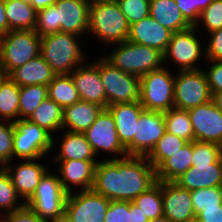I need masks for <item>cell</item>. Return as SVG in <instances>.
I'll return each mask as SVG.
<instances>
[{
	"label": "cell",
	"mask_w": 222,
	"mask_h": 222,
	"mask_svg": "<svg viewBox=\"0 0 222 222\" xmlns=\"http://www.w3.org/2000/svg\"><path fill=\"white\" fill-rule=\"evenodd\" d=\"M166 131L188 142L195 141L188 110L171 108L164 112Z\"/></svg>",
	"instance_id": "34"
},
{
	"label": "cell",
	"mask_w": 222,
	"mask_h": 222,
	"mask_svg": "<svg viewBox=\"0 0 222 222\" xmlns=\"http://www.w3.org/2000/svg\"><path fill=\"white\" fill-rule=\"evenodd\" d=\"M27 120L39 125L54 137V133L62 131L63 108L47 97Z\"/></svg>",
	"instance_id": "30"
},
{
	"label": "cell",
	"mask_w": 222,
	"mask_h": 222,
	"mask_svg": "<svg viewBox=\"0 0 222 222\" xmlns=\"http://www.w3.org/2000/svg\"><path fill=\"white\" fill-rule=\"evenodd\" d=\"M129 25L149 15L150 0H115Z\"/></svg>",
	"instance_id": "39"
},
{
	"label": "cell",
	"mask_w": 222,
	"mask_h": 222,
	"mask_svg": "<svg viewBox=\"0 0 222 222\" xmlns=\"http://www.w3.org/2000/svg\"><path fill=\"white\" fill-rule=\"evenodd\" d=\"M149 222H172L166 216H161L155 219H151Z\"/></svg>",
	"instance_id": "56"
},
{
	"label": "cell",
	"mask_w": 222,
	"mask_h": 222,
	"mask_svg": "<svg viewBox=\"0 0 222 222\" xmlns=\"http://www.w3.org/2000/svg\"><path fill=\"white\" fill-rule=\"evenodd\" d=\"M172 31L163 27L150 15L129 27L127 40L165 53L171 40Z\"/></svg>",
	"instance_id": "20"
},
{
	"label": "cell",
	"mask_w": 222,
	"mask_h": 222,
	"mask_svg": "<svg viewBox=\"0 0 222 222\" xmlns=\"http://www.w3.org/2000/svg\"><path fill=\"white\" fill-rule=\"evenodd\" d=\"M4 122V123H3ZM14 123L0 122V166L13 160Z\"/></svg>",
	"instance_id": "43"
},
{
	"label": "cell",
	"mask_w": 222,
	"mask_h": 222,
	"mask_svg": "<svg viewBox=\"0 0 222 222\" xmlns=\"http://www.w3.org/2000/svg\"><path fill=\"white\" fill-rule=\"evenodd\" d=\"M19 120V86L9 77L0 80V121Z\"/></svg>",
	"instance_id": "31"
},
{
	"label": "cell",
	"mask_w": 222,
	"mask_h": 222,
	"mask_svg": "<svg viewBox=\"0 0 222 222\" xmlns=\"http://www.w3.org/2000/svg\"><path fill=\"white\" fill-rule=\"evenodd\" d=\"M56 74L41 55L27 61L23 66L13 70L8 76L19 86L45 85L53 80Z\"/></svg>",
	"instance_id": "25"
},
{
	"label": "cell",
	"mask_w": 222,
	"mask_h": 222,
	"mask_svg": "<svg viewBox=\"0 0 222 222\" xmlns=\"http://www.w3.org/2000/svg\"><path fill=\"white\" fill-rule=\"evenodd\" d=\"M197 32L198 29L195 26L173 32L168 47L163 54L164 63L169 61L168 59L170 58L172 62L174 61L178 65L179 71L201 69L196 64L201 56L205 55V52L202 50V43L196 37Z\"/></svg>",
	"instance_id": "11"
},
{
	"label": "cell",
	"mask_w": 222,
	"mask_h": 222,
	"mask_svg": "<svg viewBox=\"0 0 222 222\" xmlns=\"http://www.w3.org/2000/svg\"><path fill=\"white\" fill-rule=\"evenodd\" d=\"M212 101L214 105L222 111V91L212 93Z\"/></svg>",
	"instance_id": "54"
},
{
	"label": "cell",
	"mask_w": 222,
	"mask_h": 222,
	"mask_svg": "<svg viewBox=\"0 0 222 222\" xmlns=\"http://www.w3.org/2000/svg\"><path fill=\"white\" fill-rule=\"evenodd\" d=\"M55 148V139L39 125L25 119L14 122L13 159H40Z\"/></svg>",
	"instance_id": "6"
},
{
	"label": "cell",
	"mask_w": 222,
	"mask_h": 222,
	"mask_svg": "<svg viewBox=\"0 0 222 222\" xmlns=\"http://www.w3.org/2000/svg\"><path fill=\"white\" fill-rule=\"evenodd\" d=\"M163 214L172 222L195 217L190 191L176 182H162Z\"/></svg>",
	"instance_id": "21"
},
{
	"label": "cell",
	"mask_w": 222,
	"mask_h": 222,
	"mask_svg": "<svg viewBox=\"0 0 222 222\" xmlns=\"http://www.w3.org/2000/svg\"><path fill=\"white\" fill-rule=\"evenodd\" d=\"M210 35L204 57L207 60L222 61V28L215 30Z\"/></svg>",
	"instance_id": "45"
},
{
	"label": "cell",
	"mask_w": 222,
	"mask_h": 222,
	"mask_svg": "<svg viewBox=\"0 0 222 222\" xmlns=\"http://www.w3.org/2000/svg\"><path fill=\"white\" fill-rule=\"evenodd\" d=\"M103 57L121 71L140 78L165 65L162 52L129 40L118 43V46L113 51L111 50L109 55H103Z\"/></svg>",
	"instance_id": "4"
},
{
	"label": "cell",
	"mask_w": 222,
	"mask_h": 222,
	"mask_svg": "<svg viewBox=\"0 0 222 222\" xmlns=\"http://www.w3.org/2000/svg\"><path fill=\"white\" fill-rule=\"evenodd\" d=\"M181 222H199L197 217H193V218H190V219H187V220H184V221H181Z\"/></svg>",
	"instance_id": "57"
},
{
	"label": "cell",
	"mask_w": 222,
	"mask_h": 222,
	"mask_svg": "<svg viewBox=\"0 0 222 222\" xmlns=\"http://www.w3.org/2000/svg\"><path fill=\"white\" fill-rule=\"evenodd\" d=\"M196 217L199 222H222V205L219 208L204 209Z\"/></svg>",
	"instance_id": "49"
},
{
	"label": "cell",
	"mask_w": 222,
	"mask_h": 222,
	"mask_svg": "<svg viewBox=\"0 0 222 222\" xmlns=\"http://www.w3.org/2000/svg\"><path fill=\"white\" fill-rule=\"evenodd\" d=\"M5 75L0 71V80L4 77Z\"/></svg>",
	"instance_id": "60"
},
{
	"label": "cell",
	"mask_w": 222,
	"mask_h": 222,
	"mask_svg": "<svg viewBox=\"0 0 222 222\" xmlns=\"http://www.w3.org/2000/svg\"><path fill=\"white\" fill-rule=\"evenodd\" d=\"M204 26L208 33L222 28V0H213L206 9L201 12L199 21L195 26Z\"/></svg>",
	"instance_id": "41"
},
{
	"label": "cell",
	"mask_w": 222,
	"mask_h": 222,
	"mask_svg": "<svg viewBox=\"0 0 222 222\" xmlns=\"http://www.w3.org/2000/svg\"><path fill=\"white\" fill-rule=\"evenodd\" d=\"M59 165V180L67 193L73 192V186H81V191L91 190L94 183L95 165L98 160H52Z\"/></svg>",
	"instance_id": "19"
},
{
	"label": "cell",
	"mask_w": 222,
	"mask_h": 222,
	"mask_svg": "<svg viewBox=\"0 0 222 222\" xmlns=\"http://www.w3.org/2000/svg\"><path fill=\"white\" fill-rule=\"evenodd\" d=\"M107 108L114 117L119 141L126 148L133 141L138 119L145 109L140 102L118 103Z\"/></svg>",
	"instance_id": "23"
},
{
	"label": "cell",
	"mask_w": 222,
	"mask_h": 222,
	"mask_svg": "<svg viewBox=\"0 0 222 222\" xmlns=\"http://www.w3.org/2000/svg\"><path fill=\"white\" fill-rule=\"evenodd\" d=\"M151 220L163 216L162 181L143 192L132 201Z\"/></svg>",
	"instance_id": "36"
},
{
	"label": "cell",
	"mask_w": 222,
	"mask_h": 222,
	"mask_svg": "<svg viewBox=\"0 0 222 222\" xmlns=\"http://www.w3.org/2000/svg\"><path fill=\"white\" fill-rule=\"evenodd\" d=\"M84 135L96 156H99L100 151L117 156H112L111 159L128 156L119 141L115 120L108 108L101 110L96 121L84 132Z\"/></svg>",
	"instance_id": "12"
},
{
	"label": "cell",
	"mask_w": 222,
	"mask_h": 222,
	"mask_svg": "<svg viewBox=\"0 0 222 222\" xmlns=\"http://www.w3.org/2000/svg\"><path fill=\"white\" fill-rule=\"evenodd\" d=\"M187 143L188 141L166 131L147 156V159L157 169L167 158L171 157L172 154L183 148Z\"/></svg>",
	"instance_id": "35"
},
{
	"label": "cell",
	"mask_w": 222,
	"mask_h": 222,
	"mask_svg": "<svg viewBox=\"0 0 222 222\" xmlns=\"http://www.w3.org/2000/svg\"><path fill=\"white\" fill-rule=\"evenodd\" d=\"M220 158H221V161H222V144L220 145Z\"/></svg>",
	"instance_id": "58"
},
{
	"label": "cell",
	"mask_w": 222,
	"mask_h": 222,
	"mask_svg": "<svg viewBox=\"0 0 222 222\" xmlns=\"http://www.w3.org/2000/svg\"><path fill=\"white\" fill-rule=\"evenodd\" d=\"M213 0H196V15L200 17L201 12L208 7Z\"/></svg>",
	"instance_id": "53"
},
{
	"label": "cell",
	"mask_w": 222,
	"mask_h": 222,
	"mask_svg": "<svg viewBox=\"0 0 222 222\" xmlns=\"http://www.w3.org/2000/svg\"><path fill=\"white\" fill-rule=\"evenodd\" d=\"M131 222H149L150 220L144 215L140 207L130 201Z\"/></svg>",
	"instance_id": "50"
},
{
	"label": "cell",
	"mask_w": 222,
	"mask_h": 222,
	"mask_svg": "<svg viewBox=\"0 0 222 222\" xmlns=\"http://www.w3.org/2000/svg\"><path fill=\"white\" fill-rule=\"evenodd\" d=\"M47 97L48 86L34 84L19 87V119H28Z\"/></svg>",
	"instance_id": "33"
},
{
	"label": "cell",
	"mask_w": 222,
	"mask_h": 222,
	"mask_svg": "<svg viewBox=\"0 0 222 222\" xmlns=\"http://www.w3.org/2000/svg\"><path fill=\"white\" fill-rule=\"evenodd\" d=\"M220 157V145L212 142L193 141L192 166L211 164Z\"/></svg>",
	"instance_id": "42"
},
{
	"label": "cell",
	"mask_w": 222,
	"mask_h": 222,
	"mask_svg": "<svg viewBox=\"0 0 222 222\" xmlns=\"http://www.w3.org/2000/svg\"><path fill=\"white\" fill-rule=\"evenodd\" d=\"M149 15L172 32L191 27L177 7L175 0H150Z\"/></svg>",
	"instance_id": "26"
},
{
	"label": "cell",
	"mask_w": 222,
	"mask_h": 222,
	"mask_svg": "<svg viewBox=\"0 0 222 222\" xmlns=\"http://www.w3.org/2000/svg\"><path fill=\"white\" fill-rule=\"evenodd\" d=\"M49 170L40 180L32 197L25 203L44 222H53L65 211L68 193L63 189L58 173Z\"/></svg>",
	"instance_id": "7"
},
{
	"label": "cell",
	"mask_w": 222,
	"mask_h": 222,
	"mask_svg": "<svg viewBox=\"0 0 222 222\" xmlns=\"http://www.w3.org/2000/svg\"><path fill=\"white\" fill-rule=\"evenodd\" d=\"M53 222H75L66 211L61 213Z\"/></svg>",
	"instance_id": "55"
},
{
	"label": "cell",
	"mask_w": 222,
	"mask_h": 222,
	"mask_svg": "<svg viewBox=\"0 0 222 222\" xmlns=\"http://www.w3.org/2000/svg\"><path fill=\"white\" fill-rule=\"evenodd\" d=\"M2 214H4L6 222H44L27 205H24L22 208L14 210L9 214L3 212Z\"/></svg>",
	"instance_id": "47"
},
{
	"label": "cell",
	"mask_w": 222,
	"mask_h": 222,
	"mask_svg": "<svg viewBox=\"0 0 222 222\" xmlns=\"http://www.w3.org/2000/svg\"><path fill=\"white\" fill-rule=\"evenodd\" d=\"M212 100L203 69L178 71L174 78V107L189 110Z\"/></svg>",
	"instance_id": "10"
},
{
	"label": "cell",
	"mask_w": 222,
	"mask_h": 222,
	"mask_svg": "<svg viewBox=\"0 0 222 222\" xmlns=\"http://www.w3.org/2000/svg\"><path fill=\"white\" fill-rule=\"evenodd\" d=\"M192 154L193 142H188L156 169L157 181L174 182L192 166Z\"/></svg>",
	"instance_id": "28"
},
{
	"label": "cell",
	"mask_w": 222,
	"mask_h": 222,
	"mask_svg": "<svg viewBox=\"0 0 222 222\" xmlns=\"http://www.w3.org/2000/svg\"><path fill=\"white\" fill-rule=\"evenodd\" d=\"M165 132L164 112L144 110L138 119L133 141L125 148L127 155L147 157Z\"/></svg>",
	"instance_id": "13"
},
{
	"label": "cell",
	"mask_w": 222,
	"mask_h": 222,
	"mask_svg": "<svg viewBox=\"0 0 222 222\" xmlns=\"http://www.w3.org/2000/svg\"><path fill=\"white\" fill-rule=\"evenodd\" d=\"M102 109L98 104L82 100L64 108L62 130L84 133L96 121Z\"/></svg>",
	"instance_id": "24"
},
{
	"label": "cell",
	"mask_w": 222,
	"mask_h": 222,
	"mask_svg": "<svg viewBox=\"0 0 222 222\" xmlns=\"http://www.w3.org/2000/svg\"><path fill=\"white\" fill-rule=\"evenodd\" d=\"M212 64L205 71L211 93L222 91V61L207 60Z\"/></svg>",
	"instance_id": "46"
},
{
	"label": "cell",
	"mask_w": 222,
	"mask_h": 222,
	"mask_svg": "<svg viewBox=\"0 0 222 222\" xmlns=\"http://www.w3.org/2000/svg\"><path fill=\"white\" fill-rule=\"evenodd\" d=\"M56 1L57 0H29L30 4L36 11L52 6Z\"/></svg>",
	"instance_id": "52"
},
{
	"label": "cell",
	"mask_w": 222,
	"mask_h": 222,
	"mask_svg": "<svg viewBox=\"0 0 222 222\" xmlns=\"http://www.w3.org/2000/svg\"><path fill=\"white\" fill-rule=\"evenodd\" d=\"M20 197L16 192L15 187L11 181L10 176L7 172L1 168L0 169V209L4 210L6 214L13 212L22 208L25 203L20 202ZM22 203V204H21Z\"/></svg>",
	"instance_id": "38"
},
{
	"label": "cell",
	"mask_w": 222,
	"mask_h": 222,
	"mask_svg": "<svg viewBox=\"0 0 222 222\" xmlns=\"http://www.w3.org/2000/svg\"><path fill=\"white\" fill-rule=\"evenodd\" d=\"M105 222H131L130 201H110Z\"/></svg>",
	"instance_id": "44"
},
{
	"label": "cell",
	"mask_w": 222,
	"mask_h": 222,
	"mask_svg": "<svg viewBox=\"0 0 222 222\" xmlns=\"http://www.w3.org/2000/svg\"><path fill=\"white\" fill-rule=\"evenodd\" d=\"M83 64L70 73L80 100L106 108V93L100 76L99 58L95 63Z\"/></svg>",
	"instance_id": "17"
},
{
	"label": "cell",
	"mask_w": 222,
	"mask_h": 222,
	"mask_svg": "<svg viewBox=\"0 0 222 222\" xmlns=\"http://www.w3.org/2000/svg\"><path fill=\"white\" fill-rule=\"evenodd\" d=\"M0 222H6L5 216H2V219H1V217H0Z\"/></svg>",
	"instance_id": "59"
},
{
	"label": "cell",
	"mask_w": 222,
	"mask_h": 222,
	"mask_svg": "<svg viewBox=\"0 0 222 222\" xmlns=\"http://www.w3.org/2000/svg\"><path fill=\"white\" fill-rule=\"evenodd\" d=\"M5 14L8 19L9 31L35 30L37 11L27 0L5 1Z\"/></svg>",
	"instance_id": "29"
},
{
	"label": "cell",
	"mask_w": 222,
	"mask_h": 222,
	"mask_svg": "<svg viewBox=\"0 0 222 222\" xmlns=\"http://www.w3.org/2000/svg\"><path fill=\"white\" fill-rule=\"evenodd\" d=\"M130 25L115 0H91L88 34L116 46L127 40ZM94 34V35H93Z\"/></svg>",
	"instance_id": "2"
},
{
	"label": "cell",
	"mask_w": 222,
	"mask_h": 222,
	"mask_svg": "<svg viewBox=\"0 0 222 222\" xmlns=\"http://www.w3.org/2000/svg\"><path fill=\"white\" fill-rule=\"evenodd\" d=\"M46 166L36 159H25L19 161L16 166H12L9 162L2 168L10 176L16 192L20 198L22 197V202L26 203L32 197L42 177L49 171V167Z\"/></svg>",
	"instance_id": "16"
},
{
	"label": "cell",
	"mask_w": 222,
	"mask_h": 222,
	"mask_svg": "<svg viewBox=\"0 0 222 222\" xmlns=\"http://www.w3.org/2000/svg\"><path fill=\"white\" fill-rule=\"evenodd\" d=\"M190 194L196 216L204 209L219 208L222 205V186L200 188L190 191Z\"/></svg>",
	"instance_id": "37"
},
{
	"label": "cell",
	"mask_w": 222,
	"mask_h": 222,
	"mask_svg": "<svg viewBox=\"0 0 222 222\" xmlns=\"http://www.w3.org/2000/svg\"><path fill=\"white\" fill-rule=\"evenodd\" d=\"M108 198L91 190L68 193L65 211L75 222H105Z\"/></svg>",
	"instance_id": "14"
},
{
	"label": "cell",
	"mask_w": 222,
	"mask_h": 222,
	"mask_svg": "<svg viewBox=\"0 0 222 222\" xmlns=\"http://www.w3.org/2000/svg\"><path fill=\"white\" fill-rule=\"evenodd\" d=\"M90 3L91 0H57L54 5L61 32L87 35Z\"/></svg>",
	"instance_id": "18"
},
{
	"label": "cell",
	"mask_w": 222,
	"mask_h": 222,
	"mask_svg": "<svg viewBox=\"0 0 222 222\" xmlns=\"http://www.w3.org/2000/svg\"><path fill=\"white\" fill-rule=\"evenodd\" d=\"M79 35L57 32L41 36L40 55L56 75L70 74L84 63Z\"/></svg>",
	"instance_id": "3"
},
{
	"label": "cell",
	"mask_w": 222,
	"mask_h": 222,
	"mask_svg": "<svg viewBox=\"0 0 222 222\" xmlns=\"http://www.w3.org/2000/svg\"><path fill=\"white\" fill-rule=\"evenodd\" d=\"M9 32L8 19L5 14V1L0 0V37Z\"/></svg>",
	"instance_id": "51"
},
{
	"label": "cell",
	"mask_w": 222,
	"mask_h": 222,
	"mask_svg": "<svg viewBox=\"0 0 222 222\" xmlns=\"http://www.w3.org/2000/svg\"><path fill=\"white\" fill-rule=\"evenodd\" d=\"M58 153L53 160H96L90 143L87 141L84 133L63 132Z\"/></svg>",
	"instance_id": "27"
},
{
	"label": "cell",
	"mask_w": 222,
	"mask_h": 222,
	"mask_svg": "<svg viewBox=\"0 0 222 222\" xmlns=\"http://www.w3.org/2000/svg\"><path fill=\"white\" fill-rule=\"evenodd\" d=\"M41 36L35 30H11L0 37V71L13 70L40 55Z\"/></svg>",
	"instance_id": "5"
},
{
	"label": "cell",
	"mask_w": 222,
	"mask_h": 222,
	"mask_svg": "<svg viewBox=\"0 0 222 222\" xmlns=\"http://www.w3.org/2000/svg\"><path fill=\"white\" fill-rule=\"evenodd\" d=\"M48 97L61 108H66L78 101L80 97L70 74L55 75L48 84Z\"/></svg>",
	"instance_id": "32"
},
{
	"label": "cell",
	"mask_w": 222,
	"mask_h": 222,
	"mask_svg": "<svg viewBox=\"0 0 222 222\" xmlns=\"http://www.w3.org/2000/svg\"><path fill=\"white\" fill-rule=\"evenodd\" d=\"M174 182L189 191L222 186L221 158L211 164H194Z\"/></svg>",
	"instance_id": "22"
},
{
	"label": "cell",
	"mask_w": 222,
	"mask_h": 222,
	"mask_svg": "<svg viewBox=\"0 0 222 222\" xmlns=\"http://www.w3.org/2000/svg\"><path fill=\"white\" fill-rule=\"evenodd\" d=\"M195 141L222 144V111L213 101L189 109Z\"/></svg>",
	"instance_id": "15"
},
{
	"label": "cell",
	"mask_w": 222,
	"mask_h": 222,
	"mask_svg": "<svg viewBox=\"0 0 222 222\" xmlns=\"http://www.w3.org/2000/svg\"><path fill=\"white\" fill-rule=\"evenodd\" d=\"M185 20L191 25L196 26L199 17L196 15V0H175Z\"/></svg>",
	"instance_id": "48"
},
{
	"label": "cell",
	"mask_w": 222,
	"mask_h": 222,
	"mask_svg": "<svg viewBox=\"0 0 222 222\" xmlns=\"http://www.w3.org/2000/svg\"><path fill=\"white\" fill-rule=\"evenodd\" d=\"M99 71L106 93V108L118 103L139 102L140 77L121 71L103 56L99 57Z\"/></svg>",
	"instance_id": "9"
},
{
	"label": "cell",
	"mask_w": 222,
	"mask_h": 222,
	"mask_svg": "<svg viewBox=\"0 0 222 222\" xmlns=\"http://www.w3.org/2000/svg\"><path fill=\"white\" fill-rule=\"evenodd\" d=\"M156 183V169L147 157L128 155L98 161L92 190L111 201H133Z\"/></svg>",
	"instance_id": "1"
},
{
	"label": "cell",
	"mask_w": 222,
	"mask_h": 222,
	"mask_svg": "<svg viewBox=\"0 0 222 222\" xmlns=\"http://www.w3.org/2000/svg\"><path fill=\"white\" fill-rule=\"evenodd\" d=\"M174 78L161 67L140 78V104L148 111L166 112L174 107Z\"/></svg>",
	"instance_id": "8"
},
{
	"label": "cell",
	"mask_w": 222,
	"mask_h": 222,
	"mask_svg": "<svg viewBox=\"0 0 222 222\" xmlns=\"http://www.w3.org/2000/svg\"><path fill=\"white\" fill-rule=\"evenodd\" d=\"M35 31L40 36L61 32V25L57 23L55 5L37 11Z\"/></svg>",
	"instance_id": "40"
}]
</instances>
